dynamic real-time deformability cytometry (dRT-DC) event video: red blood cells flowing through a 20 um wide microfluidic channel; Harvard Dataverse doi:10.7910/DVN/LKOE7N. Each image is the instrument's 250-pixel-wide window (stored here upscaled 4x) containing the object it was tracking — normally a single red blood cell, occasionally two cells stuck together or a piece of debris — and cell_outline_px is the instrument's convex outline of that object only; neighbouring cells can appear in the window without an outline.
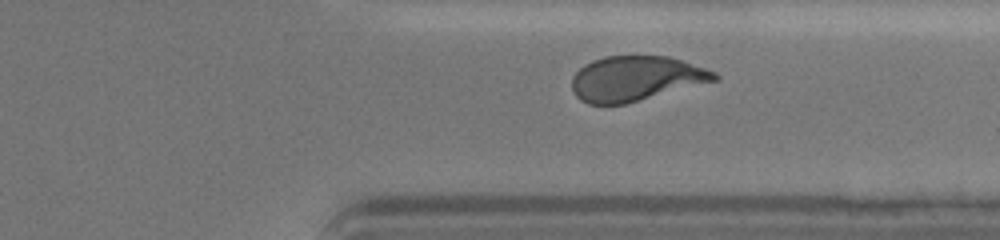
{"species": "human", "species_latin": "Homo sapiens", "temperature_condition": "cold", "stored_images_in_passage": 31, "camera_frame_rate_fps": 3000, "um_per_image_px": 0.085, "donor": {"sex": "female"}, "frame": {"image": 1, "passage_image": 27, "time_ms": 8.667, "image_size_px": [1000, 240], "cell_outline_px": [[720, 76], [716, 80], [624, 104], [588, 104], [580, 100], [572, 92], [572, 76], [584, 64], [592, 60], [604, 56], [636, 52], [668, 56], [716, 72]], "centroid_in_image_um": [53.99, 6.62], "position_along_channel_um": 357.4, "area_um2": 37.92}}
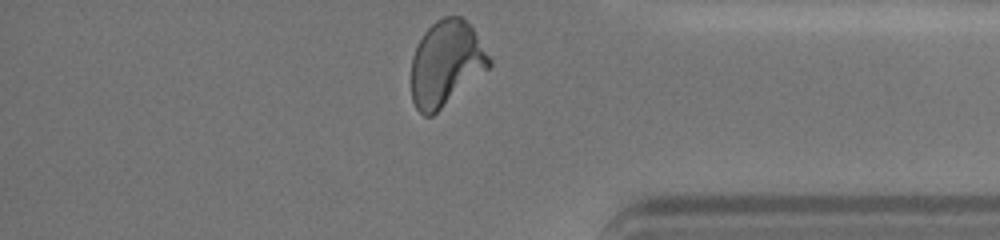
{"frame": {"image": 2, "passage_image": 31, "time_ms": 10.0, "image_size_px": [1000, 240], "cell_outline_px": [[492, 64], [488, 68], [432, 116], [424, 116], [416, 108], [412, 100], [412, 56], [416, 44], [424, 32], [436, 20], [444, 16], [460, 16], [472, 28], [492, 60]], "centroid_in_image_um": [37.89, 5.38], "position_along_channel_um": 397.3, "area_um2": 38.26}, "authors_computed_cell_mechanics": {"area_um2": 39.1306, "velocity_mm_per_s": 3.5878, "shape_relaxation_time_tau1_ms": 5.816, "shape_relaxation_time_tau2_ms": 0.9572, "deformation_change_tau1": 0.1852, "deformation_change_tau2": 0.0738}}